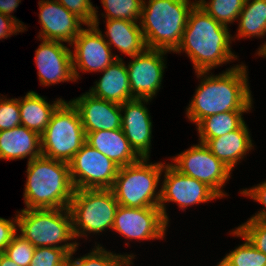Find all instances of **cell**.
<instances>
[{"label":"cell","mask_w":266,"mask_h":266,"mask_svg":"<svg viewBox=\"0 0 266 266\" xmlns=\"http://www.w3.org/2000/svg\"><path fill=\"white\" fill-rule=\"evenodd\" d=\"M247 70L246 65L239 64L215 76L212 73L210 75V71L195 72L197 78L202 79L186 108L187 118L197 125L210 115L251 111L253 97L248 85Z\"/></svg>","instance_id":"6da1fadb"},{"label":"cell","mask_w":266,"mask_h":266,"mask_svg":"<svg viewBox=\"0 0 266 266\" xmlns=\"http://www.w3.org/2000/svg\"><path fill=\"white\" fill-rule=\"evenodd\" d=\"M231 40L234 38L227 26L195 5L189 13L181 43L174 52L184 51L193 62L195 72H206L237 60V55L231 51Z\"/></svg>","instance_id":"7a4b0ae2"},{"label":"cell","mask_w":266,"mask_h":266,"mask_svg":"<svg viewBox=\"0 0 266 266\" xmlns=\"http://www.w3.org/2000/svg\"><path fill=\"white\" fill-rule=\"evenodd\" d=\"M24 188V209L68 208L74 187L70 178L69 163L44 156L27 163Z\"/></svg>","instance_id":"3957f363"},{"label":"cell","mask_w":266,"mask_h":266,"mask_svg":"<svg viewBox=\"0 0 266 266\" xmlns=\"http://www.w3.org/2000/svg\"><path fill=\"white\" fill-rule=\"evenodd\" d=\"M195 5L189 0H143L139 23L146 47L174 52Z\"/></svg>","instance_id":"277c9868"},{"label":"cell","mask_w":266,"mask_h":266,"mask_svg":"<svg viewBox=\"0 0 266 266\" xmlns=\"http://www.w3.org/2000/svg\"><path fill=\"white\" fill-rule=\"evenodd\" d=\"M17 212V231L35 248L55 247L71 253L79 246L76 241L67 242L76 239L69 208L22 209Z\"/></svg>","instance_id":"5b68a950"},{"label":"cell","mask_w":266,"mask_h":266,"mask_svg":"<svg viewBox=\"0 0 266 266\" xmlns=\"http://www.w3.org/2000/svg\"><path fill=\"white\" fill-rule=\"evenodd\" d=\"M141 158L119 168L111 190L120 206L131 208L159 207L161 189L156 192L165 163Z\"/></svg>","instance_id":"8992f818"},{"label":"cell","mask_w":266,"mask_h":266,"mask_svg":"<svg viewBox=\"0 0 266 266\" xmlns=\"http://www.w3.org/2000/svg\"><path fill=\"white\" fill-rule=\"evenodd\" d=\"M86 142V134L77 108L63 101L41 134L42 156L69 163Z\"/></svg>","instance_id":"52a82bcc"},{"label":"cell","mask_w":266,"mask_h":266,"mask_svg":"<svg viewBox=\"0 0 266 266\" xmlns=\"http://www.w3.org/2000/svg\"><path fill=\"white\" fill-rule=\"evenodd\" d=\"M118 206L111 189L74 190L68 208L75 238L112 229Z\"/></svg>","instance_id":"ba28073f"},{"label":"cell","mask_w":266,"mask_h":266,"mask_svg":"<svg viewBox=\"0 0 266 266\" xmlns=\"http://www.w3.org/2000/svg\"><path fill=\"white\" fill-rule=\"evenodd\" d=\"M120 166L86 142L69 162L70 178L77 189H111Z\"/></svg>","instance_id":"9c48e42d"},{"label":"cell","mask_w":266,"mask_h":266,"mask_svg":"<svg viewBox=\"0 0 266 266\" xmlns=\"http://www.w3.org/2000/svg\"><path fill=\"white\" fill-rule=\"evenodd\" d=\"M171 160L174 161H171L172 165L182 174L207 184L221 198L227 195L222 189L231 177V170L205 144L199 142Z\"/></svg>","instance_id":"30bf717a"},{"label":"cell","mask_w":266,"mask_h":266,"mask_svg":"<svg viewBox=\"0 0 266 266\" xmlns=\"http://www.w3.org/2000/svg\"><path fill=\"white\" fill-rule=\"evenodd\" d=\"M97 7L93 24L86 25L88 29H82L74 39L71 46L73 73L75 80L80 78L78 70L86 72H101L105 70L115 60L121 59L118 55H113L111 47L105 41V36L99 29V18Z\"/></svg>","instance_id":"8fae6325"},{"label":"cell","mask_w":266,"mask_h":266,"mask_svg":"<svg viewBox=\"0 0 266 266\" xmlns=\"http://www.w3.org/2000/svg\"><path fill=\"white\" fill-rule=\"evenodd\" d=\"M163 172L164 180L160 187L159 208L167 224H169V218L164 204L166 202H175L183 210L194 204L197 205L221 198L207 184L182 174L172 163H166Z\"/></svg>","instance_id":"7c38bea8"},{"label":"cell","mask_w":266,"mask_h":266,"mask_svg":"<svg viewBox=\"0 0 266 266\" xmlns=\"http://www.w3.org/2000/svg\"><path fill=\"white\" fill-rule=\"evenodd\" d=\"M168 224L159 207L131 208L118 206L112 229L130 239H163Z\"/></svg>","instance_id":"4fadbf2b"},{"label":"cell","mask_w":266,"mask_h":266,"mask_svg":"<svg viewBox=\"0 0 266 266\" xmlns=\"http://www.w3.org/2000/svg\"><path fill=\"white\" fill-rule=\"evenodd\" d=\"M168 51L146 48L131 59L127 65V72L131 96L137 99H150L156 96L161 88L164 69L166 68L164 55Z\"/></svg>","instance_id":"5bb4252c"},{"label":"cell","mask_w":266,"mask_h":266,"mask_svg":"<svg viewBox=\"0 0 266 266\" xmlns=\"http://www.w3.org/2000/svg\"><path fill=\"white\" fill-rule=\"evenodd\" d=\"M39 21L42 29L38 38L72 44L86 23L56 0H40Z\"/></svg>","instance_id":"9a60e30c"},{"label":"cell","mask_w":266,"mask_h":266,"mask_svg":"<svg viewBox=\"0 0 266 266\" xmlns=\"http://www.w3.org/2000/svg\"><path fill=\"white\" fill-rule=\"evenodd\" d=\"M35 63L41 85L76 81L73 73L72 51L59 41L43 40L35 50Z\"/></svg>","instance_id":"2e32d148"},{"label":"cell","mask_w":266,"mask_h":266,"mask_svg":"<svg viewBox=\"0 0 266 266\" xmlns=\"http://www.w3.org/2000/svg\"><path fill=\"white\" fill-rule=\"evenodd\" d=\"M149 101L150 99L134 98L121 104V112H124L121 128L131 147L141 158L150 156L152 121L145 106Z\"/></svg>","instance_id":"e0dca14e"},{"label":"cell","mask_w":266,"mask_h":266,"mask_svg":"<svg viewBox=\"0 0 266 266\" xmlns=\"http://www.w3.org/2000/svg\"><path fill=\"white\" fill-rule=\"evenodd\" d=\"M70 101L79 112L85 132L121 128V104L94 97L88 92Z\"/></svg>","instance_id":"ac0fdd59"},{"label":"cell","mask_w":266,"mask_h":266,"mask_svg":"<svg viewBox=\"0 0 266 266\" xmlns=\"http://www.w3.org/2000/svg\"><path fill=\"white\" fill-rule=\"evenodd\" d=\"M86 143L120 167L136 163L141 157L131 147L122 128L85 132Z\"/></svg>","instance_id":"d6986e66"},{"label":"cell","mask_w":266,"mask_h":266,"mask_svg":"<svg viewBox=\"0 0 266 266\" xmlns=\"http://www.w3.org/2000/svg\"><path fill=\"white\" fill-rule=\"evenodd\" d=\"M41 155V135L39 133L23 125L0 131V159L16 160L29 156V162Z\"/></svg>","instance_id":"ffe728a7"},{"label":"cell","mask_w":266,"mask_h":266,"mask_svg":"<svg viewBox=\"0 0 266 266\" xmlns=\"http://www.w3.org/2000/svg\"><path fill=\"white\" fill-rule=\"evenodd\" d=\"M205 145L211 153L231 171L253 149V143L245 122L224 136L209 139Z\"/></svg>","instance_id":"44dd1931"},{"label":"cell","mask_w":266,"mask_h":266,"mask_svg":"<svg viewBox=\"0 0 266 266\" xmlns=\"http://www.w3.org/2000/svg\"><path fill=\"white\" fill-rule=\"evenodd\" d=\"M102 72L103 76L88 93L118 104L134 99L131 96L127 66L122 58L115 60Z\"/></svg>","instance_id":"7402d4cb"},{"label":"cell","mask_w":266,"mask_h":266,"mask_svg":"<svg viewBox=\"0 0 266 266\" xmlns=\"http://www.w3.org/2000/svg\"><path fill=\"white\" fill-rule=\"evenodd\" d=\"M139 22L122 19L106 20L107 44L116 47L121 53L133 57L142 53L147 47Z\"/></svg>","instance_id":"603a6c76"},{"label":"cell","mask_w":266,"mask_h":266,"mask_svg":"<svg viewBox=\"0 0 266 266\" xmlns=\"http://www.w3.org/2000/svg\"><path fill=\"white\" fill-rule=\"evenodd\" d=\"M63 101L58 98L50 104L38 93L27 92L24 98H18L21 125L41 135L47 128L52 114Z\"/></svg>","instance_id":"cb8c5ba5"},{"label":"cell","mask_w":266,"mask_h":266,"mask_svg":"<svg viewBox=\"0 0 266 266\" xmlns=\"http://www.w3.org/2000/svg\"><path fill=\"white\" fill-rule=\"evenodd\" d=\"M245 112L250 111H228L205 117L196 125L199 142L205 144L209 139L224 136L238 129L245 122L242 117Z\"/></svg>","instance_id":"d4e9b609"},{"label":"cell","mask_w":266,"mask_h":266,"mask_svg":"<svg viewBox=\"0 0 266 266\" xmlns=\"http://www.w3.org/2000/svg\"><path fill=\"white\" fill-rule=\"evenodd\" d=\"M239 26L236 37L252 38L266 35V0H245L238 17Z\"/></svg>","instance_id":"484cf974"},{"label":"cell","mask_w":266,"mask_h":266,"mask_svg":"<svg viewBox=\"0 0 266 266\" xmlns=\"http://www.w3.org/2000/svg\"><path fill=\"white\" fill-rule=\"evenodd\" d=\"M76 251L77 248L68 254L64 266H130L135 257L133 254H113L97 244L90 253L73 260L72 256Z\"/></svg>","instance_id":"4316f807"},{"label":"cell","mask_w":266,"mask_h":266,"mask_svg":"<svg viewBox=\"0 0 266 266\" xmlns=\"http://www.w3.org/2000/svg\"><path fill=\"white\" fill-rule=\"evenodd\" d=\"M195 3L218 23L228 27V23L238 20L245 0H195Z\"/></svg>","instance_id":"83f0119b"},{"label":"cell","mask_w":266,"mask_h":266,"mask_svg":"<svg viewBox=\"0 0 266 266\" xmlns=\"http://www.w3.org/2000/svg\"><path fill=\"white\" fill-rule=\"evenodd\" d=\"M232 235L242 238L245 242L226 254L221 260L226 266H266V255L258 251L237 229Z\"/></svg>","instance_id":"f1b7e54d"},{"label":"cell","mask_w":266,"mask_h":266,"mask_svg":"<svg viewBox=\"0 0 266 266\" xmlns=\"http://www.w3.org/2000/svg\"><path fill=\"white\" fill-rule=\"evenodd\" d=\"M106 20L122 19L137 22L142 15L143 0H101Z\"/></svg>","instance_id":"f546056e"},{"label":"cell","mask_w":266,"mask_h":266,"mask_svg":"<svg viewBox=\"0 0 266 266\" xmlns=\"http://www.w3.org/2000/svg\"><path fill=\"white\" fill-rule=\"evenodd\" d=\"M35 252V247L20 234H16L3 254L19 266H29Z\"/></svg>","instance_id":"4dcf8cb0"},{"label":"cell","mask_w":266,"mask_h":266,"mask_svg":"<svg viewBox=\"0 0 266 266\" xmlns=\"http://www.w3.org/2000/svg\"><path fill=\"white\" fill-rule=\"evenodd\" d=\"M258 250L266 255V220L249 219L236 228Z\"/></svg>","instance_id":"1f68e13d"},{"label":"cell","mask_w":266,"mask_h":266,"mask_svg":"<svg viewBox=\"0 0 266 266\" xmlns=\"http://www.w3.org/2000/svg\"><path fill=\"white\" fill-rule=\"evenodd\" d=\"M68 254L61 248L36 247L29 266H64Z\"/></svg>","instance_id":"d6a6232c"},{"label":"cell","mask_w":266,"mask_h":266,"mask_svg":"<svg viewBox=\"0 0 266 266\" xmlns=\"http://www.w3.org/2000/svg\"><path fill=\"white\" fill-rule=\"evenodd\" d=\"M21 125L18 98H0V131Z\"/></svg>","instance_id":"836d02e7"},{"label":"cell","mask_w":266,"mask_h":266,"mask_svg":"<svg viewBox=\"0 0 266 266\" xmlns=\"http://www.w3.org/2000/svg\"><path fill=\"white\" fill-rule=\"evenodd\" d=\"M67 10L81 18L86 25L93 24L95 6L91 0H56Z\"/></svg>","instance_id":"e575fe53"},{"label":"cell","mask_w":266,"mask_h":266,"mask_svg":"<svg viewBox=\"0 0 266 266\" xmlns=\"http://www.w3.org/2000/svg\"><path fill=\"white\" fill-rule=\"evenodd\" d=\"M240 193L261 203L265 207L264 210L258 211L250 219L266 220V181L250 189H243Z\"/></svg>","instance_id":"d590c367"},{"label":"cell","mask_w":266,"mask_h":266,"mask_svg":"<svg viewBox=\"0 0 266 266\" xmlns=\"http://www.w3.org/2000/svg\"><path fill=\"white\" fill-rule=\"evenodd\" d=\"M17 217L4 219L0 217V253H3L12 238L17 234Z\"/></svg>","instance_id":"8d00e7d4"},{"label":"cell","mask_w":266,"mask_h":266,"mask_svg":"<svg viewBox=\"0 0 266 266\" xmlns=\"http://www.w3.org/2000/svg\"><path fill=\"white\" fill-rule=\"evenodd\" d=\"M19 32H24L23 28L13 18L0 13V40Z\"/></svg>","instance_id":"74e56055"},{"label":"cell","mask_w":266,"mask_h":266,"mask_svg":"<svg viewBox=\"0 0 266 266\" xmlns=\"http://www.w3.org/2000/svg\"><path fill=\"white\" fill-rule=\"evenodd\" d=\"M20 2L21 0H0V13L13 18L23 28V30H26V26L22 24L23 22L11 15V13H13V11H15L19 6Z\"/></svg>","instance_id":"f35d334b"},{"label":"cell","mask_w":266,"mask_h":266,"mask_svg":"<svg viewBox=\"0 0 266 266\" xmlns=\"http://www.w3.org/2000/svg\"><path fill=\"white\" fill-rule=\"evenodd\" d=\"M0 266H19L14 261L10 260L6 255L0 253Z\"/></svg>","instance_id":"ab89813d"},{"label":"cell","mask_w":266,"mask_h":266,"mask_svg":"<svg viewBox=\"0 0 266 266\" xmlns=\"http://www.w3.org/2000/svg\"><path fill=\"white\" fill-rule=\"evenodd\" d=\"M257 51L258 56L266 57V43H264Z\"/></svg>","instance_id":"60d3db41"},{"label":"cell","mask_w":266,"mask_h":266,"mask_svg":"<svg viewBox=\"0 0 266 266\" xmlns=\"http://www.w3.org/2000/svg\"><path fill=\"white\" fill-rule=\"evenodd\" d=\"M217 266H226L222 261H220Z\"/></svg>","instance_id":"b9f144b4"}]
</instances>
